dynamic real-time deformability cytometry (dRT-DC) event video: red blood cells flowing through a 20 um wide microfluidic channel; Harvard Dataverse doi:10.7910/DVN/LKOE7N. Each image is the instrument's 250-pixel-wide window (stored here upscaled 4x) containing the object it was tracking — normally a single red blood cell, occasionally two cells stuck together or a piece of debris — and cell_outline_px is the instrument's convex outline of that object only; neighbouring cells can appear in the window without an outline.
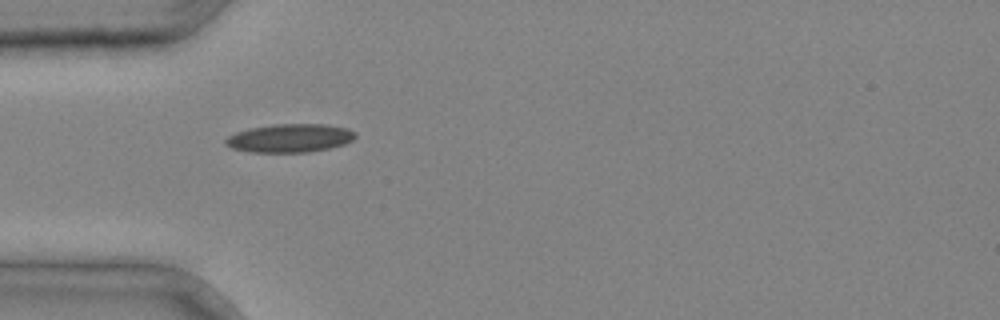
{"species": "common noctule bat (a hibernating species)", "species_latin": "Nyctalus noctula", "temperature_condition": "cold", "stored_images_in_passage": 1, "camera_frame_rate_fps": 3000, "um_per_image_px": 0.085, "animal": {"sex": "male", "body_mass_g": 20.4}, "frame": {"image": 1, "passage_image": 1, "time_ms": 0.0, "image_size_px": [1000, 320], "cell_outline_px": [[356, 136], [352, 140], [344, 144], [328, 148], [308, 152], [248, 152], [232, 148], [224, 144], [224, 140], [228, 136], [236, 132], [252, 128], [272, 124], [324, 124], [348, 128], [356, 132]], "centroid_in_image_um": [24.63, 11.74], "position_along_channel_um": 60.4, "area_um2": 21.5}}